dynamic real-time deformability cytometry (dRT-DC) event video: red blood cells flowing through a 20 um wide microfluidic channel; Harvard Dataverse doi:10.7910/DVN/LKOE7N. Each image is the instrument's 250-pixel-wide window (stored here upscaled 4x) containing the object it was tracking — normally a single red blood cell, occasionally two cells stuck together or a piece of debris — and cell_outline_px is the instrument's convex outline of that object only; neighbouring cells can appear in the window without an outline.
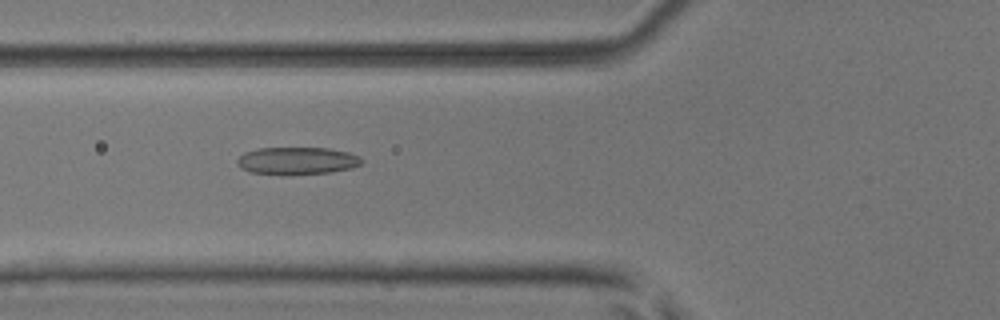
{"species": "common noctule bat (a hibernating species)", "species_latin": "Nyctalus noctula", "temperature_condition": "room temperature", "stored_images_in_passage": 52, "camera_frame_rate_fps": 3000, "um_per_image_px": 0.085, "animal": {"sex": "male", "body_mass_g": 17.9, "forearm_length_mm": 54.2}, "frame": {"image": 1, "passage_image": 20, "time_ms": 6.333, "image_size_px": [1000, 320], "cell_outline_px": [[364, 160], [360, 164], [352, 168], [332, 172], [288, 176], [252, 172], [240, 168], [236, 164], [236, 160], [244, 152], [256, 148], [328, 148], [348, 152], [360, 156]], "centroid_in_image_um": [25.24, 13.68], "position_along_channel_um": 100.6, "area_um2": 20.35}}
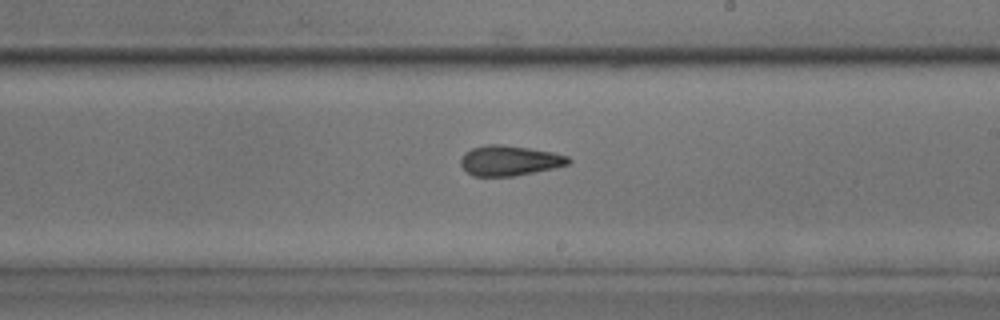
{"frame": {"image": 2, "passage_image": 31, "time_ms": 10.0, "image_size_px": [1000, 320], "cell_outline_px": [[572, 160], [568, 164], [552, 168], [512, 176], [472, 176], [460, 164], [460, 160], [464, 152], [472, 148], [488, 144], [500, 144], [528, 148], [552, 152], [568, 156]], "centroid_in_image_um": [43.28, 13.64], "position_along_channel_um": 245.7, "area_um2": 18.73}}
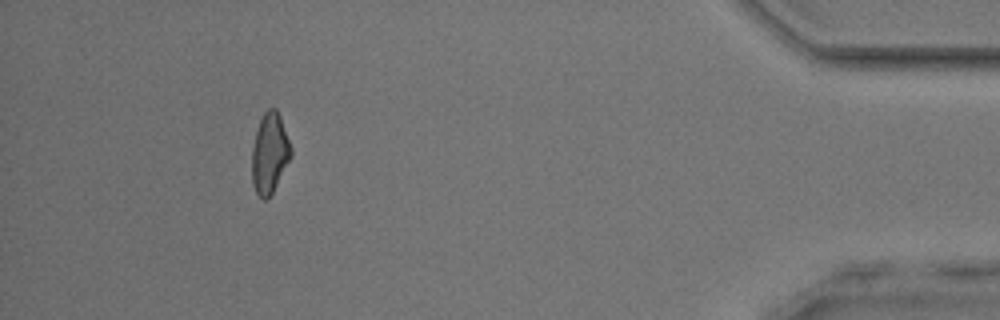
{"frame": {"image": 3, "passage_image": 48, "time_ms": 15.667, "image_size_px": [1000, 320], "cell_outline_px": [[292, 156], [268, 200], [264, 200], [256, 192], [252, 184], [252, 148], [256, 132], [260, 120], [264, 112], [268, 108], [276, 108], [280, 116], [292, 148]], "centroid_in_image_um": [22.92, 13.03], "position_along_channel_um": 412.3, "area_um2": 18.26}, "authors_computed_cell_mechanics": {"area_um2": 19.0451, "velocity_mm_per_s": 3.9726, "shape_relaxation_time_tau1_ms": 7.27, "shape_relaxation_time_tau2_ms": 2.4173, "deformation_change_tau1": 0.188, "deformation_change_tau2": 0.1118}}